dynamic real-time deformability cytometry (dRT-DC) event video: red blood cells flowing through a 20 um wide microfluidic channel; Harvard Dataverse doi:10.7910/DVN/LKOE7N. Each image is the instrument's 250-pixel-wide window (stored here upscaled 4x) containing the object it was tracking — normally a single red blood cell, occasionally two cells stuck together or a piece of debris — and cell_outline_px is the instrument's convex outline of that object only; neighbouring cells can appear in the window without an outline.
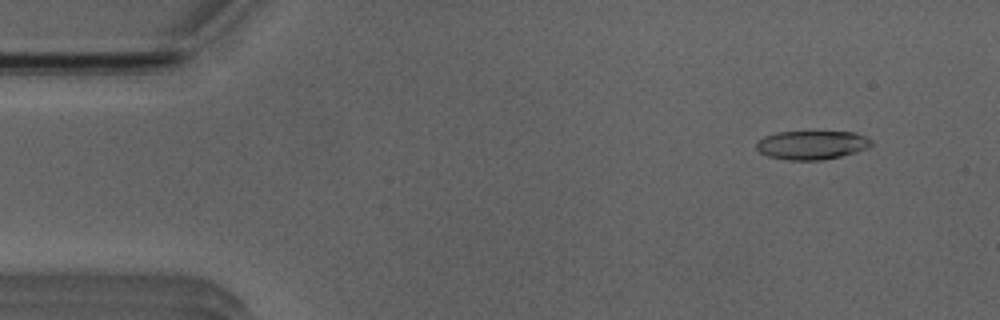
{"species": "Egyptian fruit bat (a non-hibernating species)", "species_latin": "Rousettus aegyptiacus", "temperature_condition": "room temperature", "stored_images_in_passage": 52, "camera_frame_rate_fps": 3000, "um_per_image_px": 0.085, "animal": {"sex": "male"}, "frame": {"image": 1, "passage_image": 5, "time_ms": 1.333, "image_size_px": [1000, 320], "cell_outline_px": [[872, 144], [868, 148], [856, 152], [840, 156], [820, 160], [788, 160], [768, 156], [760, 152], [756, 148], [756, 144], [764, 136], [776, 132], [856, 132], [872, 140]], "centroid_in_image_um": [69.01, 12.32], "position_along_channel_um": 16.0, "area_um2": 19.19}}
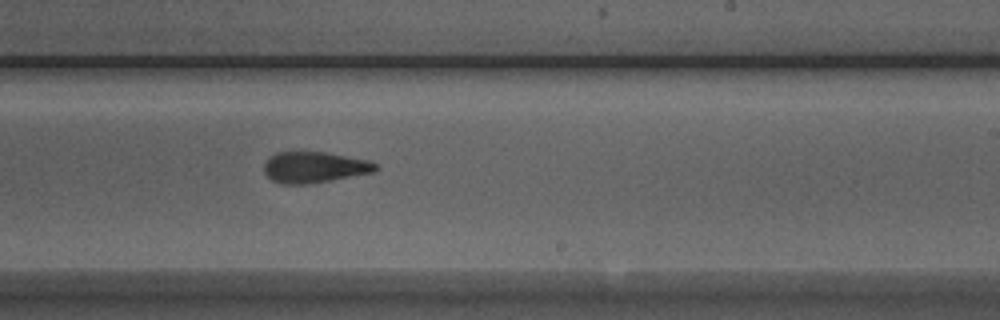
{"frame": {"image": 2, "passage_image": 31, "time_ms": 10.0, "image_size_px": [1000, 320], "cell_outline_px": [[380, 168], [372, 172], [332, 180], [304, 184], [280, 184], [272, 180], [264, 172], [264, 164], [268, 156], [276, 152], [324, 152], [372, 160]], "centroid_in_image_um": [26.71, 14.21], "position_along_channel_um": 262.3, "area_um2": 20.29}}
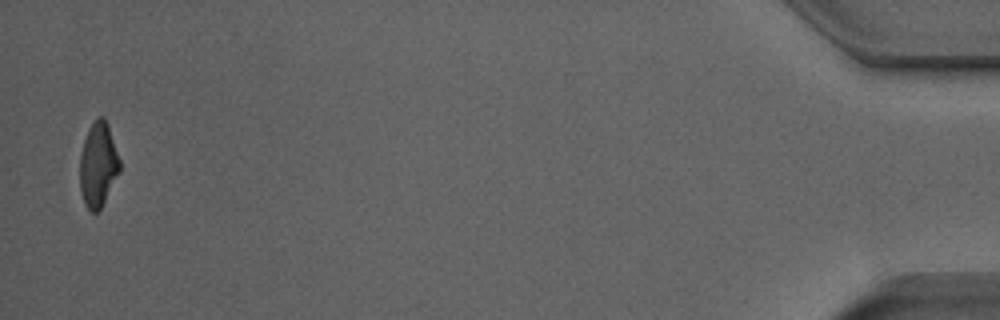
{"frame": {"image": 3, "passage_image": 51, "time_ms": 16.667, "image_size_px": [1000, 320], "cell_outline_px": [[120, 172], [100, 208], [96, 212], [92, 212], [84, 204], [80, 192], [80, 156], [84, 140], [92, 124], [100, 116], [104, 116], [108, 124], [120, 160]], "centroid_in_image_um": [8.34, 14.01], "position_along_channel_um": 426.9, "area_um2": 19.42}}